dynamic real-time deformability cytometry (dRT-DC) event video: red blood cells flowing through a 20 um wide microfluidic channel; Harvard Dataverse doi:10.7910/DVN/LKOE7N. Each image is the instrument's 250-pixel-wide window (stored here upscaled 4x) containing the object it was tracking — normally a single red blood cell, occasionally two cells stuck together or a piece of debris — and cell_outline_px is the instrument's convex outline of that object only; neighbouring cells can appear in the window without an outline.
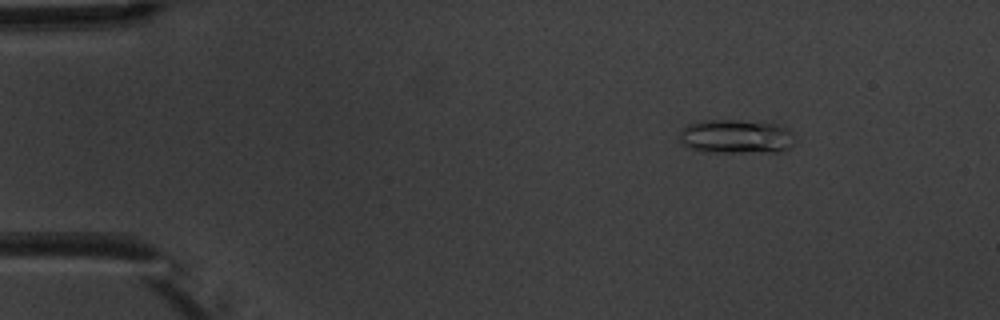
{"species": "common noctule bat (a hibernating species)", "species_latin": "Nyctalus noctula", "temperature_condition": "warm", "stored_images_in_passage": 9, "camera_frame_rate_fps": 3000, "um_per_image_px": 0.085, "animal": {"sex": "male", "body_mass_g": 20.1, "forearm_length_mm": 53.5}, "frame": {"image": 1, "passage_image": 3, "time_ms": 2.333, "image_size_px": [1000, 320], "cell_outline_px": [[792, 144], [784, 152], [704, 152], [688, 148], [680, 140], [680, 132], [688, 124], [704, 120], [736, 120], [776, 124], [788, 128], [792, 132]], "centroid_in_image_um": [62.56, 11.62], "position_along_channel_um": 22.4, "area_um2": 22.89}}
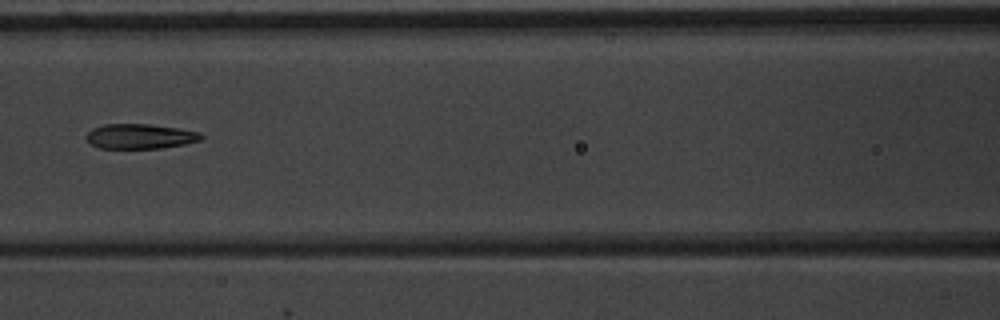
{"frame": {"image": 2, "passage_image": 8, "time_ms": 8.0, "image_size_px": [1000, 320], "cell_outline_px": [[204, 136], [200, 140], [184, 144], [160, 148], [100, 148], [92, 144], [84, 136], [92, 128], [104, 124], [148, 124], [176, 128], [200, 132]], "centroid_in_image_um": [11.89, 11.58], "position_along_channel_um": 154.7, "area_um2": 16.53}}
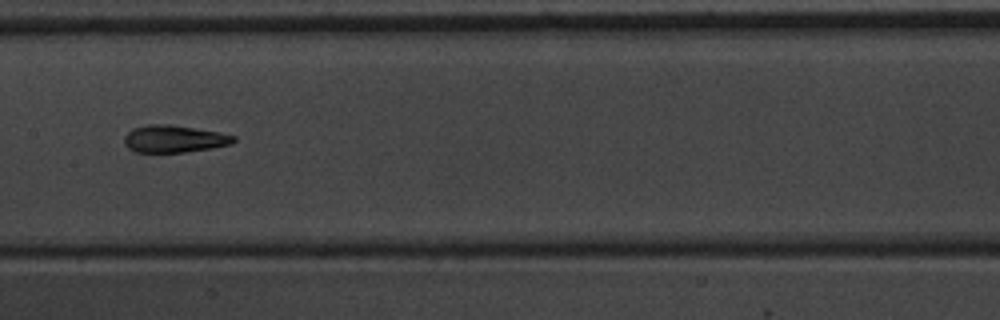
{"frame": {"image": 3, "passage_image": 9, "time_ms": 9.0, "image_size_px": [1000, 320], "cell_outline_px": [[236, 140], [232, 144], [212, 148], [184, 152], [136, 152], [128, 148], [124, 144], [124, 136], [132, 128], [148, 124], [168, 124], [220, 132], [236, 136]], "centroid_in_image_um": [14.8, 11.8], "position_along_channel_um": 192.6, "area_um2": 17.46}}